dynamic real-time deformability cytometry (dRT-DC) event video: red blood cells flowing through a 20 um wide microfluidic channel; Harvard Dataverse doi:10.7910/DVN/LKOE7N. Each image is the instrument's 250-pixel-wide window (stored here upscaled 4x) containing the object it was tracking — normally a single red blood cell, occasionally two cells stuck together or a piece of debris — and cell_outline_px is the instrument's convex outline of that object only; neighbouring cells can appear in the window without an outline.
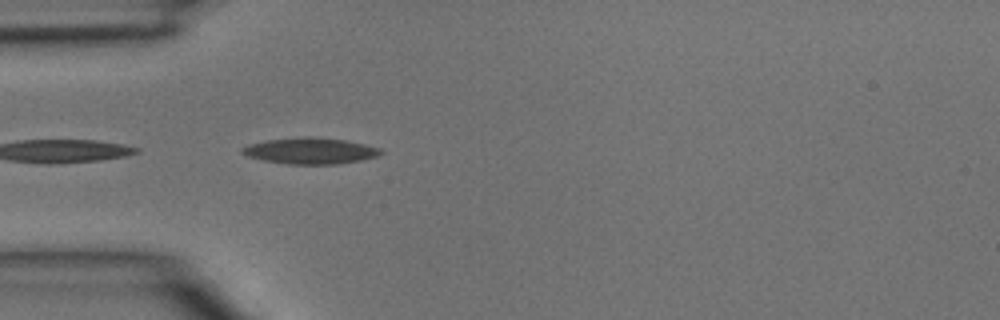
{"species": "common noctule bat (a hibernating species)", "species_latin": "Nyctalus noctula", "temperature_condition": "room temperature", "stored_images_in_passage": 2, "camera_frame_rate_fps": 3000, "um_per_image_px": 0.085, "animal": {"sex": "male", "body_mass_g": 15.6}, "frame": {"image": 1, "passage_image": 2, "time_ms": 0.333, "image_size_px": [1000, 320], "cell_outline_px": [[384, 152], [376, 156], [360, 160], [336, 164], [288, 164], [264, 160], [248, 156], [240, 152], [240, 148], [248, 144], [268, 140], [304, 136], [308, 136], [344, 140], [364, 144], [380, 148]], "centroid_in_image_um": [26.35, 12.82], "position_along_channel_um": 58.7, "area_um2": 20.98}}